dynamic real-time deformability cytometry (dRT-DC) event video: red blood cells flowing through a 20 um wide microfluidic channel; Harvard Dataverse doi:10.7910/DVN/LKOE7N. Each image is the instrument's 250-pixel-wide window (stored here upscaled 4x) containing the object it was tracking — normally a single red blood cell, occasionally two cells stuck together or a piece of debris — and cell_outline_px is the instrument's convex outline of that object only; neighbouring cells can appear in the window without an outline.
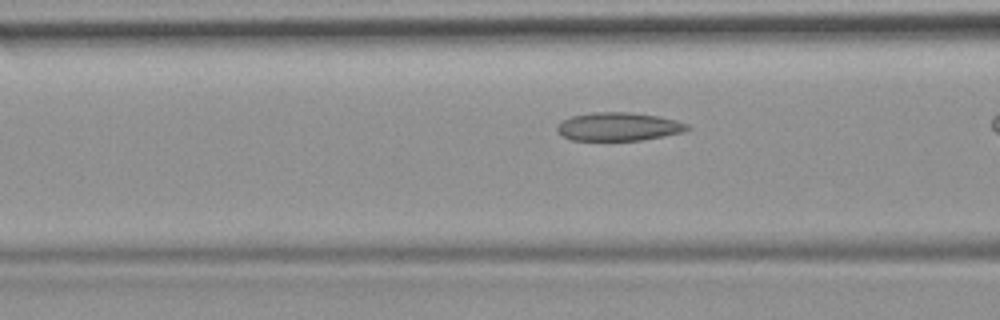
{"species": "common noctule bat (a hibernating species)", "species_latin": "Nyctalus noctula", "temperature_condition": "room temperature", "stored_images_in_passage": 22, "camera_frame_rate_fps": 3000, "um_per_image_px": 0.085, "animal": {"sex": "female", "body_mass_g": 19.9}, "frame": {"image": 1, "passage_image": 7, "time_ms": 2.0, "image_size_px": [1000, 320], "cell_outline_px": [[692, 128], [684, 132], [664, 136], [640, 140], [572, 140], [560, 136], [556, 132], [556, 124], [572, 116], [596, 112], [628, 112], [656, 116], [676, 120], [688, 124]], "centroid_in_image_um": [52.56, 10.77], "position_along_channel_um": 114.0, "area_um2": 21.56}}